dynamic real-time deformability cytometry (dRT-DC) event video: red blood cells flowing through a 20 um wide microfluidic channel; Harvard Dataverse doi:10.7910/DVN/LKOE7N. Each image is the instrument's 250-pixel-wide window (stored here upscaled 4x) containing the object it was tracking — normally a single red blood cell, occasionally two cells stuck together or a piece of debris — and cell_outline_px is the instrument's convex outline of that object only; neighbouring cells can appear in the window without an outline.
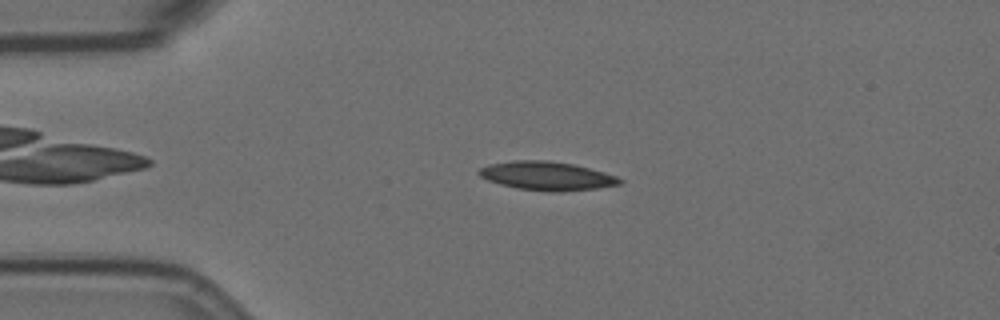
{"species": "Egyptian fruit bat (a non-hibernating species)", "species_latin": "Rousettus aegyptiacus", "temperature_condition": "room temperature", "stored_images_in_passage": 56, "camera_frame_rate_fps": 3000, "um_per_image_px": 0.085, "animal": {"sex": "female"}, "frame": {"image": 1, "passage_image": 12, "time_ms": 3.667, "image_size_px": [1000, 320], "cell_outline_px": [[624, 180], [620, 184], [596, 188], [556, 192], [548, 192], [516, 188], [500, 184], [488, 180], [480, 176], [476, 172], [480, 168], [488, 164], [512, 160], [548, 160], [572, 164], [604, 172], [616, 176]], "centroid_in_image_um": [46.44, 14.95], "position_along_channel_um": 38.6, "area_um2": 23.52}}
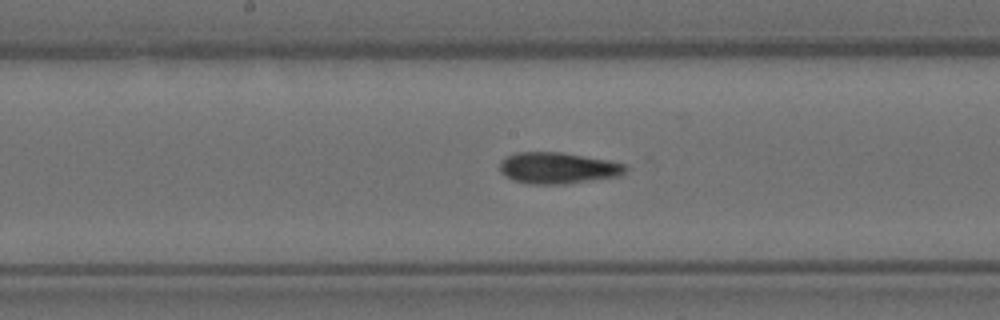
{"frame": {"image": 2, "passage_image": 28, "time_ms": 9.0, "image_size_px": [1000, 320], "cell_outline_px": [[628, 168], [620, 176], [564, 184], [528, 184], [512, 180], [504, 176], [500, 172], [500, 160], [516, 152], [560, 152], [608, 160], [624, 164]], "centroid_in_image_um": [47.38, 14.29], "position_along_channel_um": 200.8, "area_um2": 23.0}}
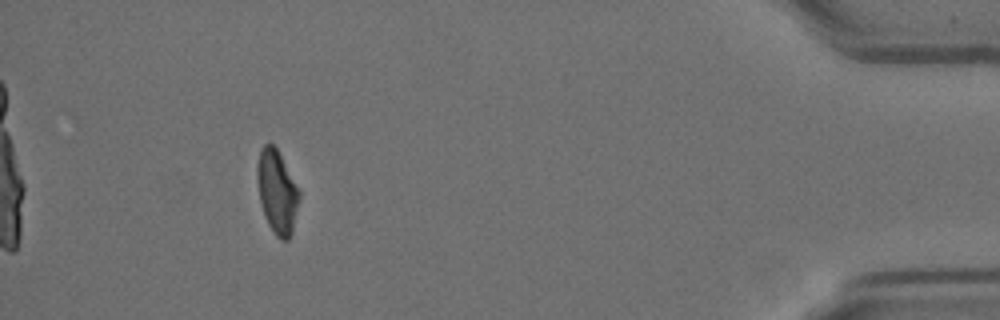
{"frame": {"image": 3, "passage_image": 51, "time_ms": 16.667, "image_size_px": [1000, 320], "cell_outline_px": [[300, 196], [292, 232], [288, 240], [280, 240], [276, 236], [268, 224], [264, 216], [260, 200], [256, 176], [256, 168], [260, 148], [264, 144], [272, 144], [276, 148], [300, 188]], "centroid_in_image_um": [23.55, 16.3], "position_along_channel_um": 411.7, "area_um2": 20.58}, "authors_computed_cell_mechanics": {"area_um2": 22.4553, "velocity_mm_per_s": 3.5679, "shape_relaxation_time_tau1_ms": null, "shape_relaxation_time_tau2_ms": 3.138, "deformation_change_tau1": null, "deformation_change_tau2": 0.1023}}